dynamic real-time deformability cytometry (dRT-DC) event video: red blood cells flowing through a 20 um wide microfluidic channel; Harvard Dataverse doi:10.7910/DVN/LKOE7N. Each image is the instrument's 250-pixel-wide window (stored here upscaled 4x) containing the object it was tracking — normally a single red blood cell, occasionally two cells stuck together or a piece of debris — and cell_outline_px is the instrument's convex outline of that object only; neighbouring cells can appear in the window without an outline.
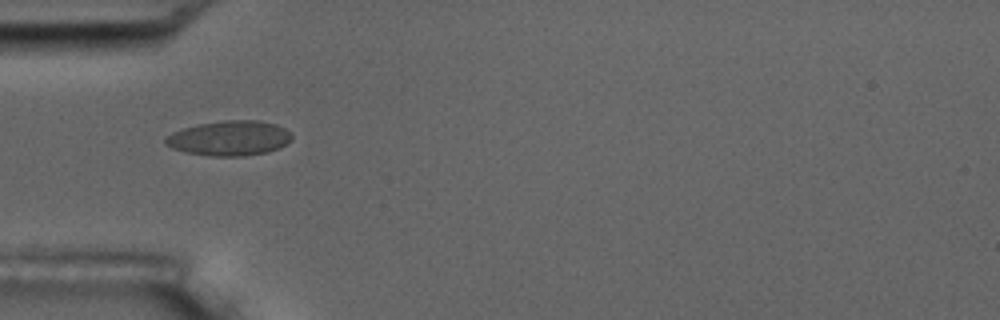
{"species": "common noctule bat (a hibernating species)", "species_latin": "Nyctalus noctula", "temperature_condition": "room temperature", "stored_images_in_passage": 9, "camera_frame_rate_fps": 3000, "um_per_image_px": 0.085, "animal": {"sex": "male", "body_mass_g": 17.5, "forearm_length_mm": 52.3}, "frame": {"image": 1, "passage_image": 6, "time_ms": 5.667, "image_size_px": [1000, 320], "cell_outline_px": [[292, 140], [280, 148], [268, 152], [240, 156], [212, 156], [184, 152], [172, 148], [164, 144], [164, 136], [180, 128], [200, 124], [224, 120], [260, 120], [276, 124], [284, 128], [292, 136]], "centroid_in_image_um": [19.47, 11.74], "position_along_channel_um": 65.5, "area_um2": 25.95}}
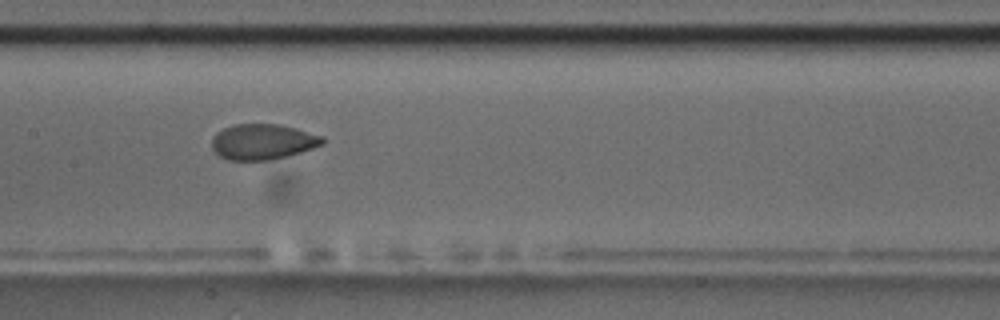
{"frame": {"image": 2, "passage_image": 9, "time_ms": 9.0, "image_size_px": [1000, 320], "cell_outline_px": [[324, 144], [300, 152], [268, 160], [228, 160], [220, 156], [212, 148], [212, 136], [216, 132], [232, 124], [280, 124], [296, 128], [324, 136]], "centroid_in_image_um": [22.32, 12.03], "position_along_channel_um": 185.1, "area_um2": 22.95}}